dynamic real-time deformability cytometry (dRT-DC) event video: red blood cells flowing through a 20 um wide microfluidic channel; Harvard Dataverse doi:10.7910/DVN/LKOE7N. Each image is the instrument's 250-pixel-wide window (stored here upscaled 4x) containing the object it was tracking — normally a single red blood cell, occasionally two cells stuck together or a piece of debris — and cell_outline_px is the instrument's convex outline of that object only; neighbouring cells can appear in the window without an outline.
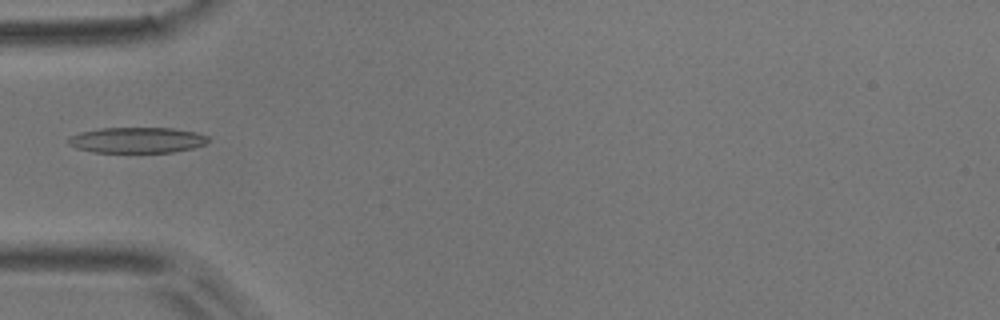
{"species": "common noctule bat (a hibernating species)", "species_latin": "Nyctalus noctula", "temperature_condition": "room temperature", "stored_images_in_passage": 5, "camera_frame_rate_fps": 3000, "um_per_image_px": 0.085, "animal": {"sex": "male", "body_mass_g": 17.9}, "frame": {"image": 1, "passage_image": 4, "time_ms": 1.0, "image_size_px": [1000, 320], "cell_outline_px": [[208, 140], [204, 144], [192, 148], [172, 152], [92, 152], [76, 148], [68, 144], [68, 136], [80, 132], [100, 128], [172, 128], [196, 132], [208, 136]], "centroid_in_image_um": [11.6, 11.9], "position_along_channel_um": 73.4, "area_um2": 20.92}}
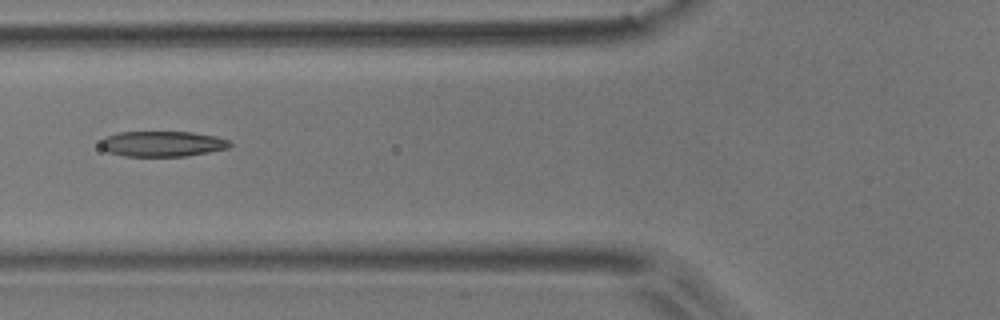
{"frame": {"image": 2, "passage_image": 5, "time_ms": 1.333, "image_size_px": [1000, 320], "cell_outline_px": [[232, 144], [228, 148], [208, 152], [184, 156], [124, 156], [108, 152], [100, 148], [100, 140], [104, 136], [120, 132], [192, 132], [216, 136], [228, 140]], "centroid_in_image_um": [13.75, 12.22], "position_along_channel_um": 112.0, "area_um2": 19.25}}